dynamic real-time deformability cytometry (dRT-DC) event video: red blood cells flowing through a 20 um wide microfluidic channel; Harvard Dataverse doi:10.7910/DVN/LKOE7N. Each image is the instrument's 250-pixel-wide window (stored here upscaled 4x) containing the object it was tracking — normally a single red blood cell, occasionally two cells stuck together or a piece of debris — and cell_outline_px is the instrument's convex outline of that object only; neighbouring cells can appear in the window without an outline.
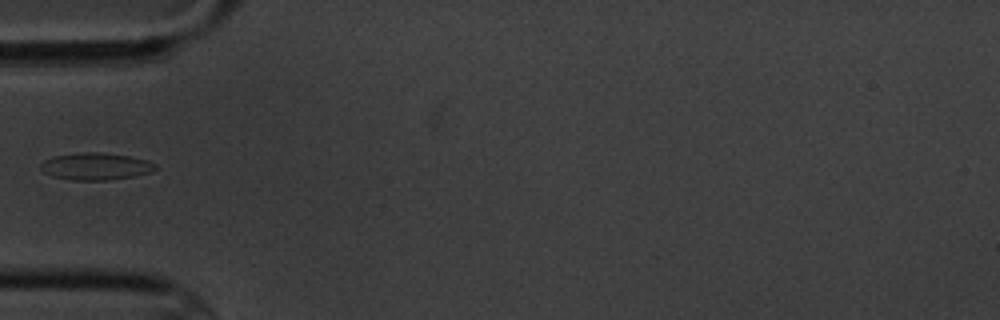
{"species": "common noctule bat (a hibernating species)", "species_latin": "Nyctalus noctula", "temperature_condition": "cold", "stored_images_in_passage": 6, "camera_frame_rate_fps": 3000, "um_per_image_px": 0.085, "animal": {"sex": "male", "body_mass_g": 20.1, "forearm_length_mm": 53.5}, "frame": {"image": 1, "passage_image": 4, "time_ms": 4.333, "image_size_px": [1000, 320], "cell_outline_px": [[156, 168], [152, 172], [136, 176], [108, 180], [72, 180], [52, 176], [44, 172], [40, 168], [40, 164], [44, 160], [56, 156], [80, 152], [100, 152], [128, 156], [148, 160], [156, 164]], "centroid_in_image_um": [8.16, 14.14], "position_along_channel_um": 76.8, "area_um2": 18.15}}
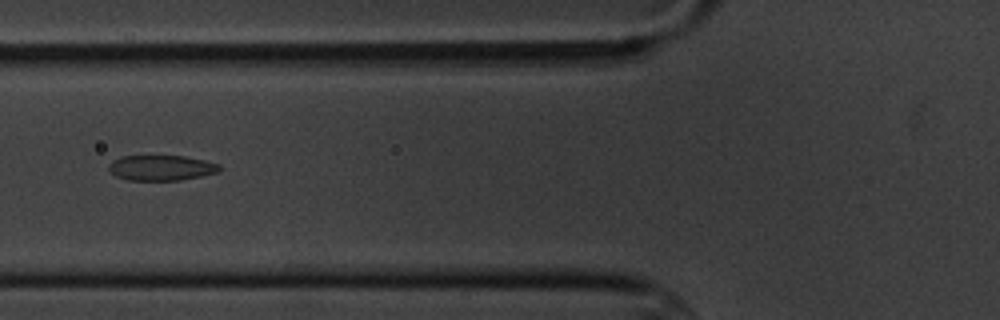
{"frame": {"image": 2, "passage_image": 5, "time_ms": 5.333, "image_size_px": [1000, 320], "cell_outline_px": [[220, 168], [216, 172], [200, 176], [180, 180], [128, 180], [116, 176], [108, 168], [108, 164], [112, 160], [120, 156], [184, 156], [204, 160], [220, 164]], "centroid_in_image_um": [13.67, 14.26], "position_along_channel_um": 112.1, "area_um2": 16.24}}
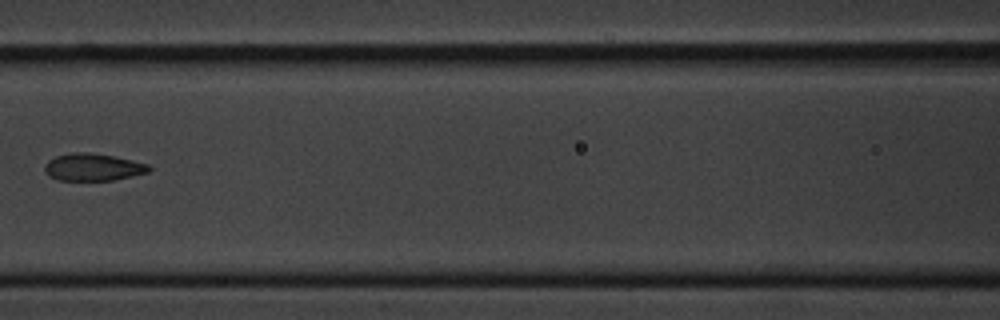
{"frame": {"image": 3, "passage_image": 6, "time_ms": 6.667, "image_size_px": [1000, 320], "cell_outline_px": [[152, 168], [148, 172], [132, 176], [112, 180], [56, 180], [48, 176], [44, 172], [44, 164], [48, 160], [56, 156], [76, 152], [88, 152], [112, 156], [148, 164]], "centroid_in_image_um": [7.85, 14.21], "position_along_channel_um": 158.7, "area_um2": 16.53}}